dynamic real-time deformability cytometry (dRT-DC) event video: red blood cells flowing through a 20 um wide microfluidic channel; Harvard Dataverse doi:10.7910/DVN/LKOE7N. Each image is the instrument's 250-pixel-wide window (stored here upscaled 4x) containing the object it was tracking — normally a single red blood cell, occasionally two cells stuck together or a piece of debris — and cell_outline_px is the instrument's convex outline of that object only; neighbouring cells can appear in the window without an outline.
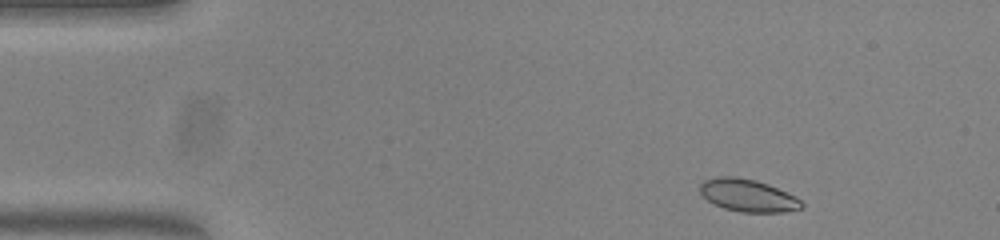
{"species": "common noctule bat (a hibernating species)", "species_latin": "Nyctalus noctula", "temperature_condition": "warm", "stored_images_in_passage": 50, "camera_frame_rate_fps": 3000, "um_per_image_px": 0.085, "animal": {"sex": "female", "body_mass_g": 23.0, "forearm_length_mm": 53.4}, "frame": {"image": 1, "passage_image": 3, "time_ms": 0.667, "image_size_px": [1000, 240], "cell_outline_px": [[804, 208], [784, 212], [740, 212], [724, 208], [708, 200], [700, 192], [700, 184], [704, 180], [720, 176], [736, 176], [756, 180], [768, 184], [796, 196], [804, 204]], "centroid_in_image_um": [63.6, 16.61], "position_along_channel_um": 21.4, "area_um2": 19.25}}
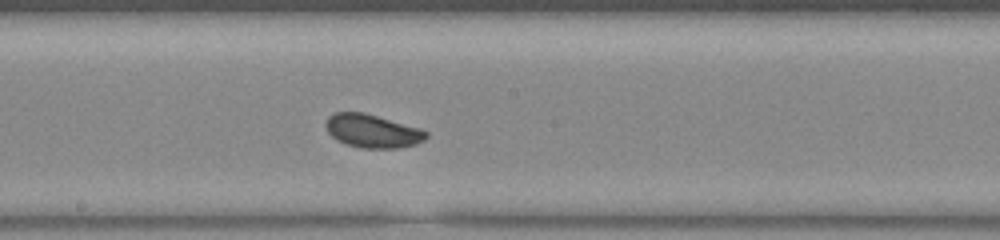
{"frame": {"image": 2, "passage_image": 25, "time_ms": 8.0, "image_size_px": [1000, 240], "cell_outline_px": [[428, 136], [424, 140], [416, 144], [400, 148], [364, 148], [348, 144], [336, 140], [328, 132], [324, 124], [328, 116], [336, 112], [364, 112], [420, 128], [428, 132]], "centroid_in_image_um": [31.66, 11.13], "position_along_channel_um": 216.5, "area_um2": 19.54}}
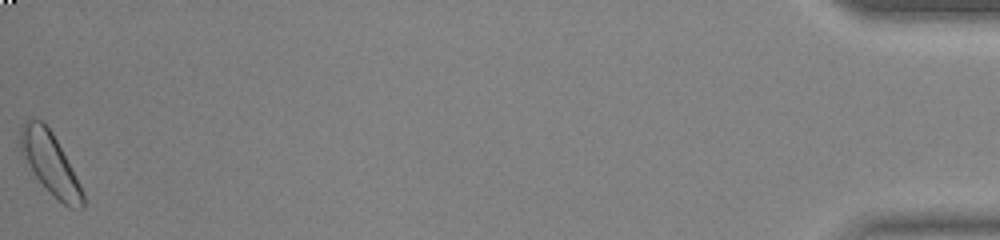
{"frame": {"image": 3, "passage_image": 50, "time_ms": 16.333, "image_size_px": [1000, 240], "cell_outline_px": [[84, 208], [68, 208], [36, 176], [20, 152], [20, 128], [24, 120], [44, 120], [52, 132], [80, 184], [84, 192]], "centroid_in_image_um": [4.26, 13.84], "position_along_channel_um": 430.9, "area_um2": 21.79}, "authors_computed_cell_mechanics": {"area_um2": 19.5364, "velocity_mm_per_s": 3.7988, "shape_relaxation_time_tau1_ms": 1.3129, "shape_relaxation_time_tau2_ms": null, "deformation_change_tau1": 0.0634, "deformation_change_tau2": null}}